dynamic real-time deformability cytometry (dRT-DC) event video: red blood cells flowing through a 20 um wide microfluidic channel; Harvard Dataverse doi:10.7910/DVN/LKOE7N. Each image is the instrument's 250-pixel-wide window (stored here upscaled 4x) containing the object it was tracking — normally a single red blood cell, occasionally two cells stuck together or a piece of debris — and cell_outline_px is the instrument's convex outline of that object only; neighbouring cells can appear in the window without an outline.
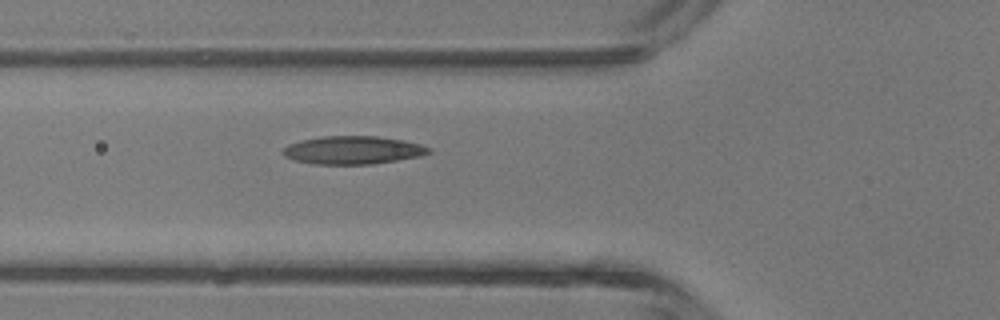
{"species": "common noctule bat (a hibernating species)", "species_latin": "Nyctalus noctula", "temperature_condition": "room temperature", "stored_images_in_passage": 4, "camera_frame_rate_fps": 3000, "um_per_image_px": 0.085, "animal": {"sex": "male", "body_mass_g": 13.3}, "frame": {"image": 1, "passage_image": 4, "time_ms": 3.333, "image_size_px": [1000, 320], "cell_outline_px": [[432, 152], [420, 156], [372, 164], [312, 164], [292, 160], [284, 156], [280, 152], [288, 144], [300, 140], [320, 136], [376, 136], [404, 140], [420, 144], [432, 148]], "centroid_in_image_um": [29.96, 12.76], "position_along_channel_um": 95.8, "area_um2": 24.1}}